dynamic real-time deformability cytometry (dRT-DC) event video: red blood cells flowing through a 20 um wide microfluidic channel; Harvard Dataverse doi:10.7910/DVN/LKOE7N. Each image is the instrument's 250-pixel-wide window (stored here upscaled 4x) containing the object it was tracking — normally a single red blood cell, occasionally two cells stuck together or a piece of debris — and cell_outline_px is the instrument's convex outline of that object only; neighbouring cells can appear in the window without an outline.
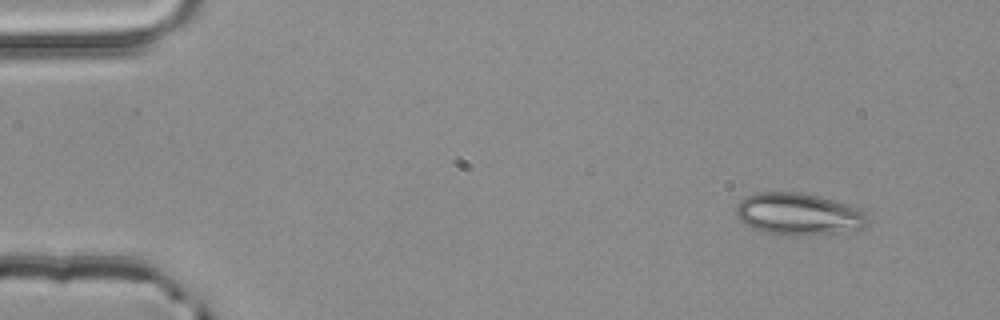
{"species": "common noctule bat (a hibernating species)", "species_latin": "Nyctalus noctula", "temperature_condition": "room temperature", "stored_images_in_passage": 3, "camera_frame_rate_fps": 3000, "um_per_image_px": 0.085, "animal": {"sex": "male", "body_mass_g": 20.4}, "frame": {"image": 1, "passage_image": 1, "time_ms": 0.0, "image_size_px": [1000, 320], "cell_outline_px": [[868, 224], [864, 228], [836, 232], [792, 236], [764, 232], [752, 228], [744, 224], [736, 216], [736, 204], [744, 196], [756, 192], [800, 192], [848, 204], [860, 208], [864, 212], [868, 220]], "centroid_in_image_um": [67.83, 18.19], "position_along_channel_um": 17.2, "area_um2": 32.25}}